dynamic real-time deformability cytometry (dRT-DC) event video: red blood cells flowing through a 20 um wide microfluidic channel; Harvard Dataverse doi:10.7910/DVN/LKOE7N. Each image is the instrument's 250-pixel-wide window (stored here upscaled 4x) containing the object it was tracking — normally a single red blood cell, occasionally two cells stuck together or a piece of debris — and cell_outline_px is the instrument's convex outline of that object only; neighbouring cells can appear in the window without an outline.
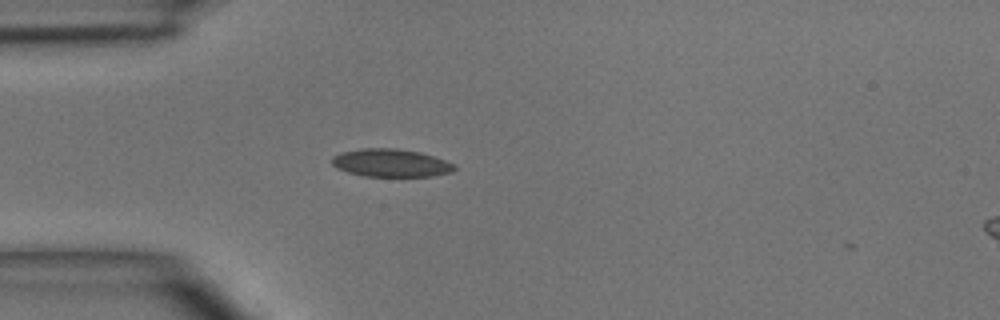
{"species": "common noctule bat (a hibernating species)", "species_latin": "Nyctalus noctula", "temperature_condition": "room temperature", "stored_images_in_passage": 1, "camera_frame_rate_fps": 3000, "um_per_image_px": 0.085, "animal": {"sex": "male", "body_mass_g": 15.6}, "frame": {"image": 1, "passage_image": 1, "time_ms": 0.0, "image_size_px": [1000, 320], "cell_outline_px": [[456, 168], [452, 172], [432, 176], [364, 176], [348, 172], [336, 168], [332, 164], [332, 156], [340, 152], [360, 148], [396, 148], [420, 152], [456, 164]], "centroid_in_image_um": [33.2, 13.84], "position_along_channel_um": 51.8, "area_um2": 20.0}}